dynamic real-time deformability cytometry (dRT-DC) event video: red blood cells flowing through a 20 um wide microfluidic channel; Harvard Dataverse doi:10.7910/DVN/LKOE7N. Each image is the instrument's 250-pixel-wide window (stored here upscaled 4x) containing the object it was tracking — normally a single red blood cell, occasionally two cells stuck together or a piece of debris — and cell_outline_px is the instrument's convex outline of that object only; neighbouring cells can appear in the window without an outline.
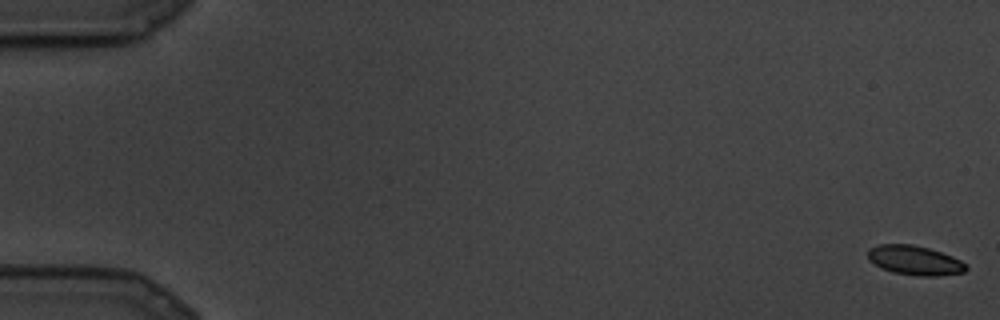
{"species": "common noctule bat (a hibernating species)", "species_latin": "Nyctalus noctula", "temperature_condition": "cold", "stored_images_in_passage": 9, "camera_frame_rate_fps": 3000, "um_per_image_px": 0.085, "animal": {"sex": "male", "body_mass_g": 19.5, "forearm_length_mm": 54.6}, "frame": {"image": 1, "passage_image": 1, "time_ms": 0.0, "image_size_px": [1000, 320], "cell_outline_px": [[968, 268], [964, 272], [936, 276], [920, 276], [892, 272], [880, 268], [868, 260], [868, 248], [880, 244], [912, 244], [928, 248], [952, 256], [960, 260]], "centroid_in_image_um": [77.71, 22.13], "position_along_channel_um": 7.3, "area_um2": 16.82}}
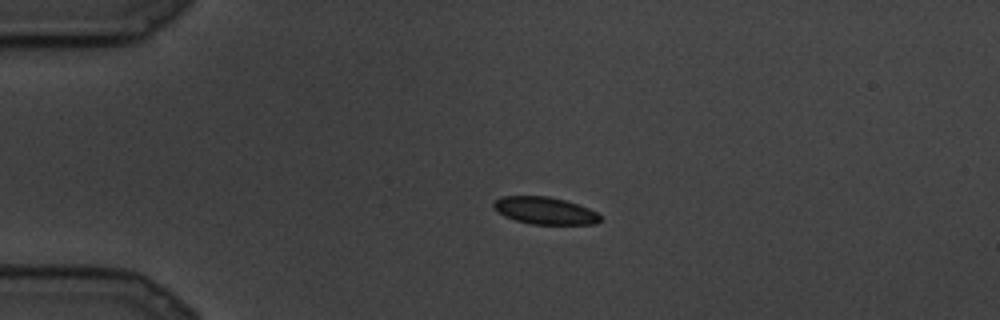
{"frame": {"image": 2, "passage_image": 7, "time_ms": 2.0, "image_size_px": [1000, 320], "cell_outline_px": [[600, 220], [596, 224], [532, 224], [516, 220], [504, 216], [496, 212], [492, 208], [492, 204], [500, 196], [548, 196], [564, 200], [588, 208], [596, 212], [600, 216]], "centroid_in_image_um": [46.26, 17.9], "position_along_channel_um": 38.7, "area_um2": 16.88}}